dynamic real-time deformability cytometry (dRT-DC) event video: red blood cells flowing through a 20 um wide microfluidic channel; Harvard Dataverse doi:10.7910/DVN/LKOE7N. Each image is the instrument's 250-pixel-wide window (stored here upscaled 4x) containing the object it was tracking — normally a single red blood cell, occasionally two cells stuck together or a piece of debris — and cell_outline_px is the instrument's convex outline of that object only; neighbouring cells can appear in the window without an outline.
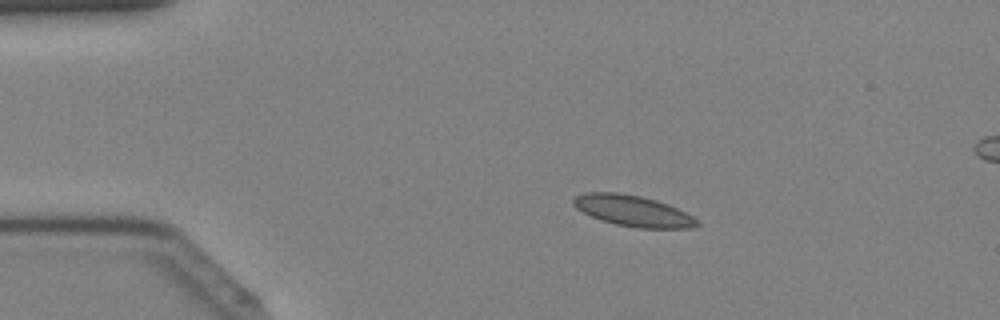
{"species": "Egyptian fruit bat (a non-hibernating species)", "species_latin": "Rousettus aegyptiacus", "temperature_condition": "cold", "stored_images_in_passage": 43, "segment_of_instrument_passage": [1, 2], "camera_frame_rate_fps": 3000, "um_per_image_px": 0.085, "animal": {"sex": "female"}, "frame": {"image": 1, "passage_image": 8, "time_ms": 2.333, "image_size_px": [1000, 320], "cell_outline_px": [[700, 224], [692, 228], [636, 228], [616, 224], [592, 216], [576, 208], [572, 204], [572, 200], [576, 196], [584, 192], [616, 192], [640, 196], [656, 200], [676, 208], [692, 216]], "centroid_in_image_um": [53.78, 17.92], "position_along_channel_um": 31.2, "area_um2": 22.02}}
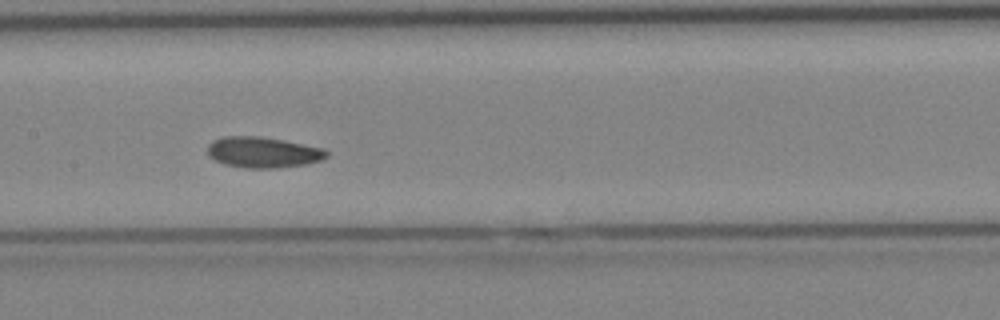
{"frame": {"image": 2, "passage_image": 21, "time_ms": 6.667, "image_size_px": [1000, 320], "cell_outline_px": [[328, 156], [320, 160], [308, 164], [276, 168], [244, 168], [224, 164], [208, 156], [208, 144], [212, 140], [224, 136], [256, 136], [284, 140], [324, 148], [328, 152]], "centroid_in_image_um": [22.35, 12.95], "position_along_channel_um": 185.0, "area_um2": 21.5}}
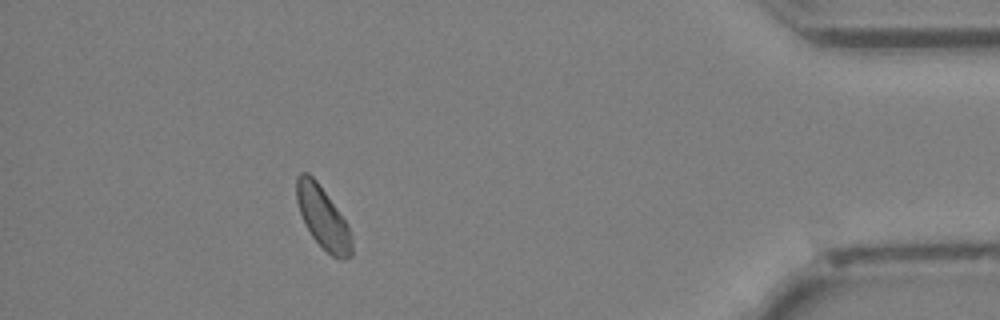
{"frame": {"image": 3, "passage_image": 38, "time_ms": 12.333, "image_size_px": [1000, 320], "cell_outline_px": [[352, 256], [344, 260], [340, 260], [332, 256], [312, 236], [300, 212], [296, 200], [296, 176], [300, 172], [308, 172], [316, 180], [336, 208], [344, 220], [348, 228], [352, 240]], "centroid_in_image_um": [27.43, 18.49], "position_along_channel_um": 407.8, "area_um2": 19.48}}